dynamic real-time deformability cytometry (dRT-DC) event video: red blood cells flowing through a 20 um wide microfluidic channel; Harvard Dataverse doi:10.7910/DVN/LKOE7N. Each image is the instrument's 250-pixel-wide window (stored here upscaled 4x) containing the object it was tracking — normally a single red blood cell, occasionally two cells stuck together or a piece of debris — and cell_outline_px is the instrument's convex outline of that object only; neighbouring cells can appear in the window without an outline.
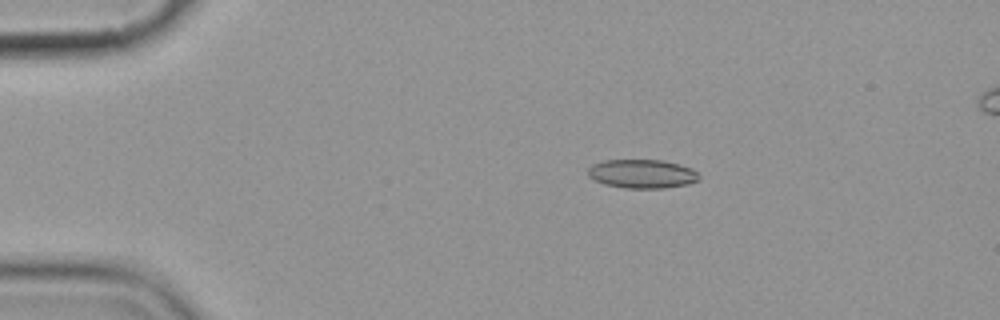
{"species": "common noctule bat (a hibernating species)", "species_latin": "Nyctalus noctula", "temperature_condition": "cold", "stored_images_in_passage": 5, "camera_frame_rate_fps": 3000, "um_per_image_px": 0.085, "animal": {"sex": "female", "body_mass_g": 19.9}, "frame": {"image": 1, "passage_image": 1, "time_ms": 0.0, "image_size_px": [1000, 320], "cell_outline_px": [[700, 180], [688, 184], [664, 188], [624, 188], [604, 184], [588, 176], [588, 168], [592, 164], [604, 160], [664, 160], [680, 164], [692, 168], [700, 176]], "centroid_in_image_um": [54.6, 14.77], "position_along_channel_um": 30.4, "area_um2": 18.79}}
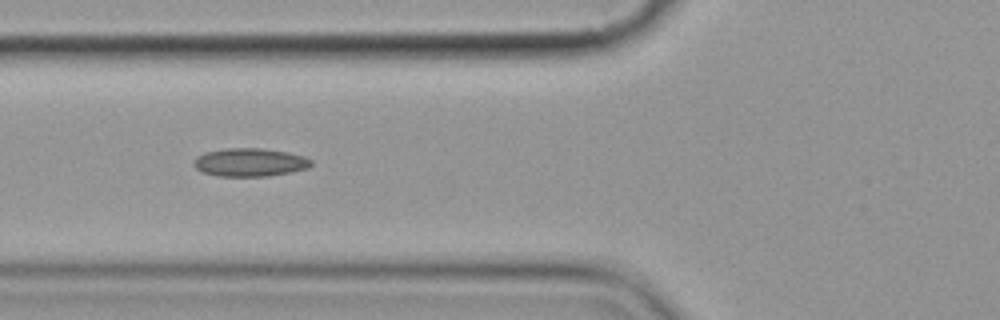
{"frame": {"image": 2, "passage_image": 4, "time_ms": 3.667, "image_size_px": [1000, 320], "cell_outline_px": [[312, 164], [308, 168], [268, 176], [216, 176], [200, 172], [192, 164], [196, 156], [204, 152], [224, 148], [260, 148], [288, 152], [304, 156], [312, 160]], "centroid_in_image_um": [21.19, 13.79], "position_along_channel_um": 104.6, "area_um2": 19.48}}
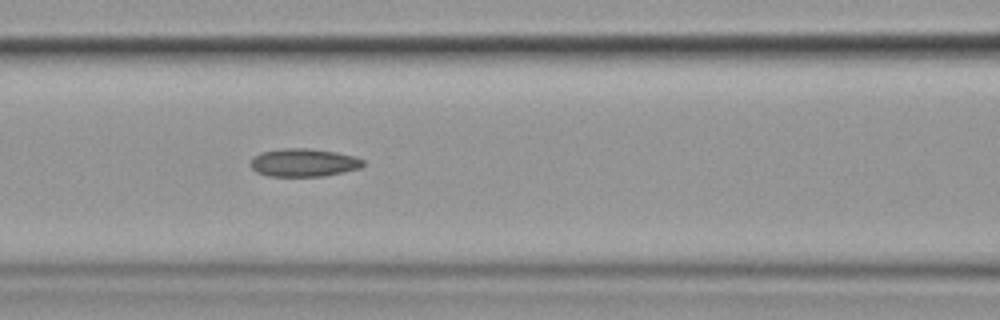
{"frame": {"image": 3, "passage_image": 5, "time_ms": 4.667, "image_size_px": [1000, 320], "cell_outline_px": [[364, 164], [360, 168], [344, 172], [324, 176], [268, 176], [256, 172], [248, 164], [252, 156], [260, 152], [284, 148], [308, 148], [336, 152], [356, 156], [364, 160]], "centroid_in_image_um": [25.78, 13.82], "position_along_channel_um": 140.8, "area_um2": 18.67}}